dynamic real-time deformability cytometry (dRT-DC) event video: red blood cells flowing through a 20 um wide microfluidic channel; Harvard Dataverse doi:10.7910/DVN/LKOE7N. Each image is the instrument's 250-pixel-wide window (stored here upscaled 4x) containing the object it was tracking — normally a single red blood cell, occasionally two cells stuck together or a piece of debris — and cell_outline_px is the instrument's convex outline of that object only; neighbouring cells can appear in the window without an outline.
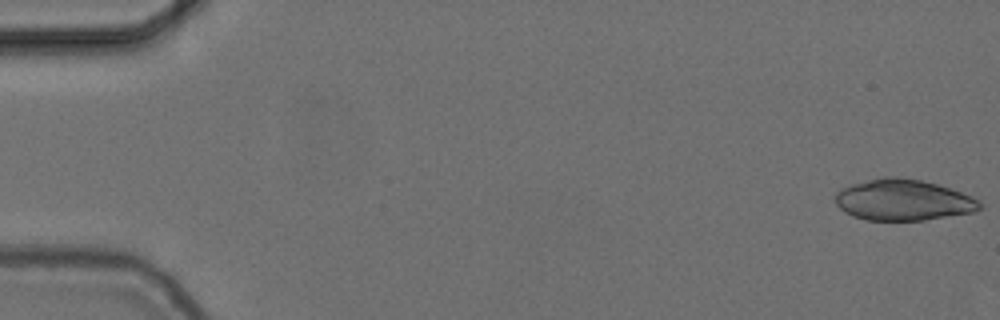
{"species": "common noctule bat (a hibernating species)", "species_latin": "Nyctalus noctula", "temperature_condition": "cold", "stored_images_in_passage": 55, "camera_frame_rate_fps": 3000, "um_per_image_px": 0.085, "animal": {"sex": "female", "body_mass_g": 24.6, "forearm_length_mm": 56.2}, "frame": {"image": 1, "passage_image": 1, "time_ms": 0.0, "image_size_px": [1000, 320], "cell_outline_px": [[984, 208], [972, 212], [924, 220], [868, 220], [852, 216], [844, 212], [836, 204], [836, 192], [840, 188], [852, 184], [880, 176], [896, 176], [920, 180], [936, 184], [972, 196], [980, 200]], "centroid_in_image_um": [76.76, 16.99], "position_along_channel_um": 8.2, "area_um2": 34.68}}